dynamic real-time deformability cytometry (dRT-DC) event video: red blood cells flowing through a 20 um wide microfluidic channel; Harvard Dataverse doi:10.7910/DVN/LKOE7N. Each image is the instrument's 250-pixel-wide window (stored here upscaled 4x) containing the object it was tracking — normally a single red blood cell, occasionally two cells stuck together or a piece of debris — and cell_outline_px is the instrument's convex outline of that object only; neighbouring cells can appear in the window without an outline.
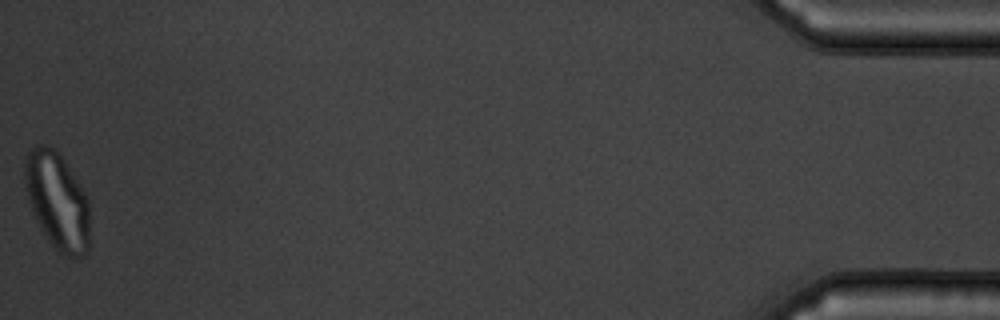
{"species": "common noctule bat (a hibernating species)", "species_latin": "Nyctalus noctula", "temperature_condition": "warm", "stored_images_in_passage": 55, "camera_frame_rate_fps": 3000, "um_per_image_px": 0.085, "animal": {"sex": "male", "body_mass_g": 19.5, "forearm_length_mm": 54.6}, "frame": {"image": 1, "passage_image": 55, "time_ms": 18.0, "image_size_px": [1000, 320], "cell_outline_px": [[88, 252], [84, 256], [64, 256], [48, 240], [40, 228], [32, 212], [28, 200], [24, 184], [24, 160], [28, 152], [36, 144], [44, 144], [52, 148], [64, 160], [84, 192], [88, 200]], "centroid_in_image_um": [4.83, 17.07], "position_along_channel_um": 430.4, "area_um2": 36.47}}